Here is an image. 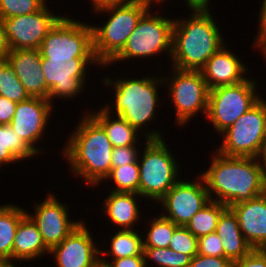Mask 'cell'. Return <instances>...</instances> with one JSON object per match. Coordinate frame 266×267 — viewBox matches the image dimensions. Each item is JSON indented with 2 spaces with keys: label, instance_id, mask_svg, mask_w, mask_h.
I'll use <instances>...</instances> for the list:
<instances>
[{
  "label": "cell",
  "instance_id": "obj_43",
  "mask_svg": "<svg viewBox=\"0 0 266 267\" xmlns=\"http://www.w3.org/2000/svg\"><path fill=\"white\" fill-rule=\"evenodd\" d=\"M172 0H167L166 5L171 2ZM212 0H184L185 6H187V10H210L211 9V2Z\"/></svg>",
  "mask_w": 266,
  "mask_h": 267
},
{
  "label": "cell",
  "instance_id": "obj_20",
  "mask_svg": "<svg viewBox=\"0 0 266 267\" xmlns=\"http://www.w3.org/2000/svg\"><path fill=\"white\" fill-rule=\"evenodd\" d=\"M107 191L108 194L105 195L99 210H101L100 213L104 212V218L105 220L107 218L108 224L111 223L116 230L138 229L135 226L137 227L143 218H146V215H142L140 211L142 210L140 202L144 199L138 193Z\"/></svg>",
  "mask_w": 266,
  "mask_h": 267
},
{
  "label": "cell",
  "instance_id": "obj_50",
  "mask_svg": "<svg viewBox=\"0 0 266 267\" xmlns=\"http://www.w3.org/2000/svg\"><path fill=\"white\" fill-rule=\"evenodd\" d=\"M261 250L264 252V254L266 255V245H264Z\"/></svg>",
  "mask_w": 266,
  "mask_h": 267
},
{
  "label": "cell",
  "instance_id": "obj_45",
  "mask_svg": "<svg viewBox=\"0 0 266 267\" xmlns=\"http://www.w3.org/2000/svg\"><path fill=\"white\" fill-rule=\"evenodd\" d=\"M261 167L263 169L264 176H266V139H265V144L262 147L261 153L258 157Z\"/></svg>",
  "mask_w": 266,
  "mask_h": 267
},
{
  "label": "cell",
  "instance_id": "obj_6",
  "mask_svg": "<svg viewBox=\"0 0 266 267\" xmlns=\"http://www.w3.org/2000/svg\"><path fill=\"white\" fill-rule=\"evenodd\" d=\"M155 3L151 0H133L94 12L101 14L102 24H91L93 52L101 66L108 64L125 46L142 15Z\"/></svg>",
  "mask_w": 266,
  "mask_h": 267
},
{
  "label": "cell",
  "instance_id": "obj_29",
  "mask_svg": "<svg viewBox=\"0 0 266 267\" xmlns=\"http://www.w3.org/2000/svg\"><path fill=\"white\" fill-rule=\"evenodd\" d=\"M227 208L226 205L210 200L186 224V228L196 237L215 232L221 213Z\"/></svg>",
  "mask_w": 266,
  "mask_h": 267
},
{
  "label": "cell",
  "instance_id": "obj_31",
  "mask_svg": "<svg viewBox=\"0 0 266 267\" xmlns=\"http://www.w3.org/2000/svg\"><path fill=\"white\" fill-rule=\"evenodd\" d=\"M145 267H189L191 257L170 248L143 247ZM149 261L151 263H149ZM153 263V264H152ZM150 265V266H149Z\"/></svg>",
  "mask_w": 266,
  "mask_h": 267
},
{
  "label": "cell",
  "instance_id": "obj_15",
  "mask_svg": "<svg viewBox=\"0 0 266 267\" xmlns=\"http://www.w3.org/2000/svg\"><path fill=\"white\" fill-rule=\"evenodd\" d=\"M47 4L39 11L2 19L11 50L39 49L46 34L62 17Z\"/></svg>",
  "mask_w": 266,
  "mask_h": 267
},
{
  "label": "cell",
  "instance_id": "obj_19",
  "mask_svg": "<svg viewBox=\"0 0 266 267\" xmlns=\"http://www.w3.org/2000/svg\"><path fill=\"white\" fill-rule=\"evenodd\" d=\"M6 60L30 97L48 100L49 90L42 73L39 49L11 50Z\"/></svg>",
  "mask_w": 266,
  "mask_h": 267
},
{
  "label": "cell",
  "instance_id": "obj_37",
  "mask_svg": "<svg viewBox=\"0 0 266 267\" xmlns=\"http://www.w3.org/2000/svg\"><path fill=\"white\" fill-rule=\"evenodd\" d=\"M261 7V8H260ZM259 7V13H257V24L258 31L257 35L254 36L253 41H251L252 51H259L266 44V0H262L261 6Z\"/></svg>",
  "mask_w": 266,
  "mask_h": 267
},
{
  "label": "cell",
  "instance_id": "obj_8",
  "mask_svg": "<svg viewBox=\"0 0 266 267\" xmlns=\"http://www.w3.org/2000/svg\"><path fill=\"white\" fill-rule=\"evenodd\" d=\"M168 68V74L162 75V78L169 94L167 101L172 102L168 106L172 104L174 108L175 127L184 129L194 116L202 114L206 120L210 89L201 71Z\"/></svg>",
  "mask_w": 266,
  "mask_h": 267
},
{
  "label": "cell",
  "instance_id": "obj_42",
  "mask_svg": "<svg viewBox=\"0 0 266 267\" xmlns=\"http://www.w3.org/2000/svg\"><path fill=\"white\" fill-rule=\"evenodd\" d=\"M131 1L133 0H89V2L91 3V8L89 9H91V13H94L107 7L123 5Z\"/></svg>",
  "mask_w": 266,
  "mask_h": 267
},
{
  "label": "cell",
  "instance_id": "obj_40",
  "mask_svg": "<svg viewBox=\"0 0 266 267\" xmlns=\"http://www.w3.org/2000/svg\"><path fill=\"white\" fill-rule=\"evenodd\" d=\"M107 267H145L144 255L123 257L119 259L100 260Z\"/></svg>",
  "mask_w": 266,
  "mask_h": 267
},
{
  "label": "cell",
  "instance_id": "obj_22",
  "mask_svg": "<svg viewBox=\"0 0 266 267\" xmlns=\"http://www.w3.org/2000/svg\"><path fill=\"white\" fill-rule=\"evenodd\" d=\"M50 258L49 249L45 246L39 229L26 214L19 222L12 247V260L32 262L43 256ZM32 260V261H31Z\"/></svg>",
  "mask_w": 266,
  "mask_h": 267
},
{
  "label": "cell",
  "instance_id": "obj_36",
  "mask_svg": "<svg viewBox=\"0 0 266 267\" xmlns=\"http://www.w3.org/2000/svg\"><path fill=\"white\" fill-rule=\"evenodd\" d=\"M142 145L115 147L112 152L111 168L123 167L138 161Z\"/></svg>",
  "mask_w": 266,
  "mask_h": 267
},
{
  "label": "cell",
  "instance_id": "obj_21",
  "mask_svg": "<svg viewBox=\"0 0 266 267\" xmlns=\"http://www.w3.org/2000/svg\"><path fill=\"white\" fill-rule=\"evenodd\" d=\"M240 230L253 249L266 245V197L262 194L230 207Z\"/></svg>",
  "mask_w": 266,
  "mask_h": 267
},
{
  "label": "cell",
  "instance_id": "obj_33",
  "mask_svg": "<svg viewBox=\"0 0 266 267\" xmlns=\"http://www.w3.org/2000/svg\"><path fill=\"white\" fill-rule=\"evenodd\" d=\"M48 0H0V18L8 19L41 10Z\"/></svg>",
  "mask_w": 266,
  "mask_h": 267
},
{
  "label": "cell",
  "instance_id": "obj_12",
  "mask_svg": "<svg viewBox=\"0 0 266 267\" xmlns=\"http://www.w3.org/2000/svg\"><path fill=\"white\" fill-rule=\"evenodd\" d=\"M41 66L49 90L48 100L53 105L58 103L57 99L67 103V100L78 98L80 94L82 98L85 87L89 86L86 82L91 74L89 67H102L96 58L41 59Z\"/></svg>",
  "mask_w": 266,
  "mask_h": 267
},
{
  "label": "cell",
  "instance_id": "obj_38",
  "mask_svg": "<svg viewBox=\"0 0 266 267\" xmlns=\"http://www.w3.org/2000/svg\"><path fill=\"white\" fill-rule=\"evenodd\" d=\"M189 267H233V262L225 257H214L196 254Z\"/></svg>",
  "mask_w": 266,
  "mask_h": 267
},
{
  "label": "cell",
  "instance_id": "obj_47",
  "mask_svg": "<svg viewBox=\"0 0 266 267\" xmlns=\"http://www.w3.org/2000/svg\"><path fill=\"white\" fill-rule=\"evenodd\" d=\"M261 52L260 54L263 55V60L266 62V44L258 51ZM266 64V63H265Z\"/></svg>",
  "mask_w": 266,
  "mask_h": 267
},
{
  "label": "cell",
  "instance_id": "obj_5",
  "mask_svg": "<svg viewBox=\"0 0 266 267\" xmlns=\"http://www.w3.org/2000/svg\"><path fill=\"white\" fill-rule=\"evenodd\" d=\"M158 5L159 3H155L142 15L123 49L108 64L103 65L98 70L107 71L115 64L120 62L125 64L126 61L132 63L137 59L139 60L138 63L141 62L140 60L144 59L145 61L146 59L145 62L148 65L147 60H150L151 57V61L155 58L159 62V59L162 58L160 55L163 56V59L165 55L167 56L166 60H170L174 18L167 17V15L164 17V13L155 11L154 6L158 7ZM158 55L159 58L157 59L156 56Z\"/></svg>",
  "mask_w": 266,
  "mask_h": 267
},
{
  "label": "cell",
  "instance_id": "obj_30",
  "mask_svg": "<svg viewBox=\"0 0 266 267\" xmlns=\"http://www.w3.org/2000/svg\"><path fill=\"white\" fill-rule=\"evenodd\" d=\"M139 163L124 165L123 167L111 168V172L105 180L96 187H101L104 182L109 185L110 191L138 193L139 191Z\"/></svg>",
  "mask_w": 266,
  "mask_h": 267
},
{
  "label": "cell",
  "instance_id": "obj_9",
  "mask_svg": "<svg viewBox=\"0 0 266 267\" xmlns=\"http://www.w3.org/2000/svg\"><path fill=\"white\" fill-rule=\"evenodd\" d=\"M258 84L257 78L248 76L240 83L210 89L206 119L218 134L216 137L263 97Z\"/></svg>",
  "mask_w": 266,
  "mask_h": 267
},
{
  "label": "cell",
  "instance_id": "obj_10",
  "mask_svg": "<svg viewBox=\"0 0 266 267\" xmlns=\"http://www.w3.org/2000/svg\"><path fill=\"white\" fill-rule=\"evenodd\" d=\"M221 136V137H220ZM217 152L229 157L258 158L266 139V99L263 97L219 135Z\"/></svg>",
  "mask_w": 266,
  "mask_h": 267
},
{
  "label": "cell",
  "instance_id": "obj_34",
  "mask_svg": "<svg viewBox=\"0 0 266 267\" xmlns=\"http://www.w3.org/2000/svg\"><path fill=\"white\" fill-rule=\"evenodd\" d=\"M198 238H196L185 226H178L171 239L168 248L177 253L189 255L191 258L198 253Z\"/></svg>",
  "mask_w": 266,
  "mask_h": 267
},
{
  "label": "cell",
  "instance_id": "obj_24",
  "mask_svg": "<svg viewBox=\"0 0 266 267\" xmlns=\"http://www.w3.org/2000/svg\"><path fill=\"white\" fill-rule=\"evenodd\" d=\"M215 232L222 240L224 257L232 262L245 257L253 250L240 230L237 216L229 207L221 213Z\"/></svg>",
  "mask_w": 266,
  "mask_h": 267
},
{
  "label": "cell",
  "instance_id": "obj_32",
  "mask_svg": "<svg viewBox=\"0 0 266 267\" xmlns=\"http://www.w3.org/2000/svg\"><path fill=\"white\" fill-rule=\"evenodd\" d=\"M0 96L15 103L30 97L7 60H0Z\"/></svg>",
  "mask_w": 266,
  "mask_h": 267
},
{
  "label": "cell",
  "instance_id": "obj_26",
  "mask_svg": "<svg viewBox=\"0 0 266 267\" xmlns=\"http://www.w3.org/2000/svg\"><path fill=\"white\" fill-rule=\"evenodd\" d=\"M39 156L10 125H0V170Z\"/></svg>",
  "mask_w": 266,
  "mask_h": 267
},
{
  "label": "cell",
  "instance_id": "obj_41",
  "mask_svg": "<svg viewBox=\"0 0 266 267\" xmlns=\"http://www.w3.org/2000/svg\"><path fill=\"white\" fill-rule=\"evenodd\" d=\"M17 103L0 96V125H9L15 114Z\"/></svg>",
  "mask_w": 266,
  "mask_h": 267
},
{
  "label": "cell",
  "instance_id": "obj_16",
  "mask_svg": "<svg viewBox=\"0 0 266 267\" xmlns=\"http://www.w3.org/2000/svg\"><path fill=\"white\" fill-rule=\"evenodd\" d=\"M54 108L57 107L49 100L29 97L17 103L15 114L9 124L38 155L46 153V150L42 149L43 146L40 148V144L43 143V138L47 137L44 135L50 132L47 126L51 123V115H55Z\"/></svg>",
  "mask_w": 266,
  "mask_h": 267
},
{
  "label": "cell",
  "instance_id": "obj_25",
  "mask_svg": "<svg viewBox=\"0 0 266 267\" xmlns=\"http://www.w3.org/2000/svg\"><path fill=\"white\" fill-rule=\"evenodd\" d=\"M114 233V234H111ZM108 236L106 248L100 247V260L119 259L123 257L144 255L142 231L136 230H116ZM112 236V237H111ZM105 250V251H104ZM110 258H109V257ZM108 257V258H106Z\"/></svg>",
  "mask_w": 266,
  "mask_h": 267
},
{
  "label": "cell",
  "instance_id": "obj_3",
  "mask_svg": "<svg viewBox=\"0 0 266 267\" xmlns=\"http://www.w3.org/2000/svg\"><path fill=\"white\" fill-rule=\"evenodd\" d=\"M189 11L187 18L174 17L169 66L179 70L200 71L227 41L212 9Z\"/></svg>",
  "mask_w": 266,
  "mask_h": 267
},
{
  "label": "cell",
  "instance_id": "obj_17",
  "mask_svg": "<svg viewBox=\"0 0 266 267\" xmlns=\"http://www.w3.org/2000/svg\"><path fill=\"white\" fill-rule=\"evenodd\" d=\"M86 221L83 220L60 244L49 250L56 267H96L100 263V244L92 236Z\"/></svg>",
  "mask_w": 266,
  "mask_h": 267
},
{
  "label": "cell",
  "instance_id": "obj_28",
  "mask_svg": "<svg viewBox=\"0 0 266 267\" xmlns=\"http://www.w3.org/2000/svg\"><path fill=\"white\" fill-rule=\"evenodd\" d=\"M144 219L142 224L147 223V227H143L145 231L142 232L143 236V247H154V248H167L170 243V239L178 227L173 221L163 217L161 214ZM149 220V221H148Z\"/></svg>",
  "mask_w": 266,
  "mask_h": 267
},
{
  "label": "cell",
  "instance_id": "obj_13",
  "mask_svg": "<svg viewBox=\"0 0 266 267\" xmlns=\"http://www.w3.org/2000/svg\"><path fill=\"white\" fill-rule=\"evenodd\" d=\"M186 180L183 176L156 204L160 214L177 226H186L192 216L210 201L203 177L197 173ZM158 204L160 205L158 207ZM162 211V212H161Z\"/></svg>",
  "mask_w": 266,
  "mask_h": 267
},
{
  "label": "cell",
  "instance_id": "obj_1",
  "mask_svg": "<svg viewBox=\"0 0 266 267\" xmlns=\"http://www.w3.org/2000/svg\"><path fill=\"white\" fill-rule=\"evenodd\" d=\"M131 75L132 77H127L129 76L128 73L124 77L122 75V77L114 78V74L102 76L101 84L107 87L106 89L112 88L111 90H113L108 92V95H110L109 93L112 95V101L110 99L109 102L105 100L103 107L111 114L125 119L144 137L148 139L165 138L161 129H158V125H156L157 129L150 127L151 125L153 127L154 121L159 123L156 121L158 111L163 109L161 107L158 109L161 103L159 90L164 86L162 73L159 76L153 72L147 76L140 75V77Z\"/></svg>",
  "mask_w": 266,
  "mask_h": 267
},
{
  "label": "cell",
  "instance_id": "obj_49",
  "mask_svg": "<svg viewBox=\"0 0 266 267\" xmlns=\"http://www.w3.org/2000/svg\"><path fill=\"white\" fill-rule=\"evenodd\" d=\"M151 1H153L154 3H159L160 5L161 4H164L165 5V3H166L167 0H151Z\"/></svg>",
  "mask_w": 266,
  "mask_h": 267
},
{
  "label": "cell",
  "instance_id": "obj_11",
  "mask_svg": "<svg viewBox=\"0 0 266 267\" xmlns=\"http://www.w3.org/2000/svg\"><path fill=\"white\" fill-rule=\"evenodd\" d=\"M86 22L62 14L39 47L41 59L95 58L92 27Z\"/></svg>",
  "mask_w": 266,
  "mask_h": 267
},
{
  "label": "cell",
  "instance_id": "obj_18",
  "mask_svg": "<svg viewBox=\"0 0 266 267\" xmlns=\"http://www.w3.org/2000/svg\"><path fill=\"white\" fill-rule=\"evenodd\" d=\"M226 43L200 70L209 89L240 83L249 76L250 67Z\"/></svg>",
  "mask_w": 266,
  "mask_h": 267
},
{
  "label": "cell",
  "instance_id": "obj_14",
  "mask_svg": "<svg viewBox=\"0 0 266 267\" xmlns=\"http://www.w3.org/2000/svg\"><path fill=\"white\" fill-rule=\"evenodd\" d=\"M48 192L45 199L32 201V212L26 209V214L34 221L45 246L50 250L60 244L84 218L73 220L69 213V203L60 201L59 194ZM71 219H70V218Z\"/></svg>",
  "mask_w": 266,
  "mask_h": 267
},
{
  "label": "cell",
  "instance_id": "obj_4",
  "mask_svg": "<svg viewBox=\"0 0 266 267\" xmlns=\"http://www.w3.org/2000/svg\"><path fill=\"white\" fill-rule=\"evenodd\" d=\"M201 172L210 200L227 207L263 194L264 173L258 158L229 157L213 151Z\"/></svg>",
  "mask_w": 266,
  "mask_h": 267
},
{
  "label": "cell",
  "instance_id": "obj_51",
  "mask_svg": "<svg viewBox=\"0 0 266 267\" xmlns=\"http://www.w3.org/2000/svg\"><path fill=\"white\" fill-rule=\"evenodd\" d=\"M96 267H107V266L99 263Z\"/></svg>",
  "mask_w": 266,
  "mask_h": 267
},
{
  "label": "cell",
  "instance_id": "obj_46",
  "mask_svg": "<svg viewBox=\"0 0 266 267\" xmlns=\"http://www.w3.org/2000/svg\"><path fill=\"white\" fill-rule=\"evenodd\" d=\"M21 265H25L24 262L14 260H0V267H22Z\"/></svg>",
  "mask_w": 266,
  "mask_h": 267
},
{
  "label": "cell",
  "instance_id": "obj_35",
  "mask_svg": "<svg viewBox=\"0 0 266 267\" xmlns=\"http://www.w3.org/2000/svg\"><path fill=\"white\" fill-rule=\"evenodd\" d=\"M197 246L200 255L224 257L222 240L216 232L199 237Z\"/></svg>",
  "mask_w": 266,
  "mask_h": 267
},
{
  "label": "cell",
  "instance_id": "obj_27",
  "mask_svg": "<svg viewBox=\"0 0 266 267\" xmlns=\"http://www.w3.org/2000/svg\"><path fill=\"white\" fill-rule=\"evenodd\" d=\"M25 215L26 209L22 208L20 204L14 202L0 204V260H12L16 229Z\"/></svg>",
  "mask_w": 266,
  "mask_h": 267
},
{
  "label": "cell",
  "instance_id": "obj_48",
  "mask_svg": "<svg viewBox=\"0 0 266 267\" xmlns=\"http://www.w3.org/2000/svg\"><path fill=\"white\" fill-rule=\"evenodd\" d=\"M263 195L266 197V176H264Z\"/></svg>",
  "mask_w": 266,
  "mask_h": 267
},
{
  "label": "cell",
  "instance_id": "obj_39",
  "mask_svg": "<svg viewBox=\"0 0 266 267\" xmlns=\"http://www.w3.org/2000/svg\"><path fill=\"white\" fill-rule=\"evenodd\" d=\"M233 267H266V255L261 249H253L245 257L233 262Z\"/></svg>",
  "mask_w": 266,
  "mask_h": 267
},
{
  "label": "cell",
  "instance_id": "obj_2",
  "mask_svg": "<svg viewBox=\"0 0 266 267\" xmlns=\"http://www.w3.org/2000/svg\"><path fill=\"white\" fill-rule=\"evenodd\" d=\"M83 113L63 140L66 142L62 144L60 160L65 159L73 178H81L93 189L111 172L113 146L103 128L87 112Z\"/></svg>",
  "mask_w": 266,
  "mask_h": 267
},
{
  "label": "cell",
  "instance_id": "obj_23",
  "mask_svg": "<svg viewBox=\"0 0 266 267\" xmlns=\"http://www.w3.org/2000/svg\"><path fill=\"white\" fill-rule=\"evenodd\" d=\"M85 112L103 128L113 148L143 145L141 144L142 141L147 142L149 140L143 135L141 136L125 119L111 114L103 106L99 109H87ZM141 138L144 139L142 140Z\"/></svg>",
  "mask_w": 266,
  "mask_h": 267
},
{
  "label": "cell",
  "instance_id": "obj_44",
  "mask_svg": "<svg viewBox=\"0 0 266 267\" xmlns=\"http://www.w3.org/2000/svg\"><path fill=\"white\" fill-rule=\"evenodd\" d=\"M11 49L8 44V39L5 35L2 19L0 18V60H6Z\"/></svg>",
  "mask_w": 266,
  "mask_h": 267
},
{
  "label": "cell",
  "instance_id": "obj_7",
  "mask_svg": "<svg viewBox=\"0 0 266 267\" xmlns=\"http://www.w3.org/2000/svg\"><path fill=\"white\" fill-rule=\"evenodd\" d=\"M143 143L144 147H141L138 157L140 171L138 194L145 199L144 201L148 203L151 201L156 205L182 178L183 167H180L182 165L179 164V158L173 154L174 150L170 149L171 146L167 144L165 138L149 139Z\"/></svg>",
  "mask_w": 266,
  "mask_h": 267
}]
</instances>
